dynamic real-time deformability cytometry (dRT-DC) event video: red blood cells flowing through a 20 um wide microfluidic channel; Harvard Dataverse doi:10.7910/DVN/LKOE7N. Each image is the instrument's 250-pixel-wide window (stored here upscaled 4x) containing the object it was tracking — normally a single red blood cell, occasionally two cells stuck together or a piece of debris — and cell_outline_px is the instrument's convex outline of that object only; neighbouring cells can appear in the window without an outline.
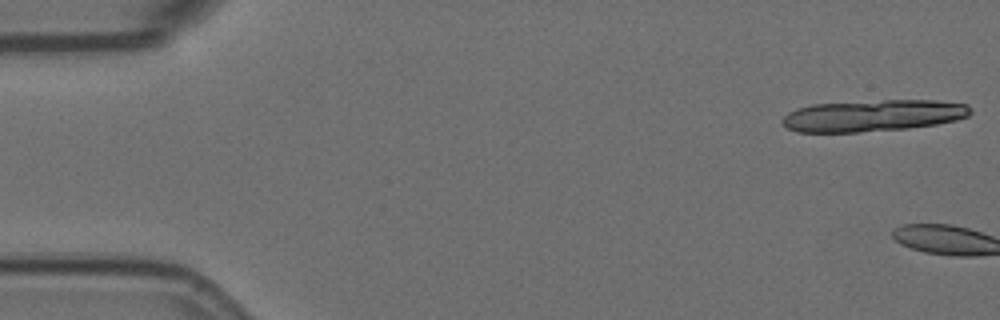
{"species": "Egyptian fruit bat (a non-hibernating species)", "species_latin": "Rousettus aegyptiacus", "temperature_condition": "room temperature", "stored_images_in_passage": 6, "camera_frame_rate_fps": 3000, "um_per_image_px": 0.085, "animal": {"sex": "female"}, "frame": {"image": 1, "passage_image": 1, "time_ms": 0.0, "image_size_px": [1000, 320], "cell_outline_px": [[972, 112], [968, 116], [956, 120], [936, 124], [908, 128], [860, 132], [796, 132], [788, 128], [780, 120], [788, 112], [796, 108], [812, 104], [884, 100], [936, 100], [968, 104], [972, 108]], "centroid_in_image_um": [74.22, 9.82], "position_along_channel_um": 10.8, "area_um2": 34.85}}